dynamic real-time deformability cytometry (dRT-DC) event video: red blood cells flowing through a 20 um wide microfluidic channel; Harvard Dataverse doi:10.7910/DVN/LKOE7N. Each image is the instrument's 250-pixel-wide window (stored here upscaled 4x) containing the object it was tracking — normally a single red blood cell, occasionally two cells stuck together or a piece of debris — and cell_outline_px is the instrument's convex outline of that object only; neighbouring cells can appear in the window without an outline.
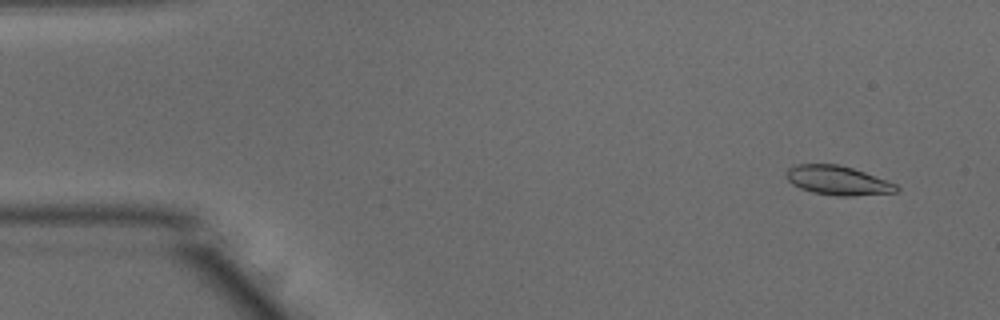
{"species": "common noctule bat (a hibernating species)", "species_latin": "Nyctalus noctula", "temperature_condition": "warm", "stored_images_in_passage": 51, "camera_frame_rate_fps": 3000, "um_per_image_px": 0.085, "animal": {"sex": "male", "body_mass_g": 15.6}, "frame": {"image": 1, "passage_image": 4, "time_ms": 1.0, "image_size_px": [1000, 320], "cell_outline_px": [[900, 188], [896, 192], [852, 196], [836, 196], [812, 192], [800, 188], [792, 184], [788, 180], [784, 172], [788, 168], [796, 164], [840, 164], [864, 172], [896, 184]], "centroid_in_image_um": [71.17, 15.33], "position_along_channel_um": 13.8, "area_um2": 18.73}}
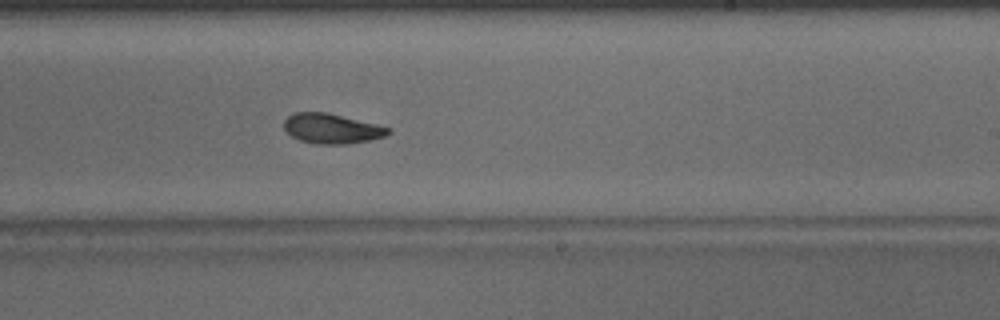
{"frame": {"image": 2, "passage_image": 31, "time_ms": 10.0, "image_size_px": [1000, 320], "cell_outline_px": [[392, 132], [384, 136], [368, 140], [344, 144], [316, 144], [300, 140], [292, 136], [284, 128], [284, 120], [292, 112], [328, 112], [392, 128]], "centroid_in_image_um": [28.19, 10.92], "position_along_channel_um": 260.8, "area_um2": 18.15}}
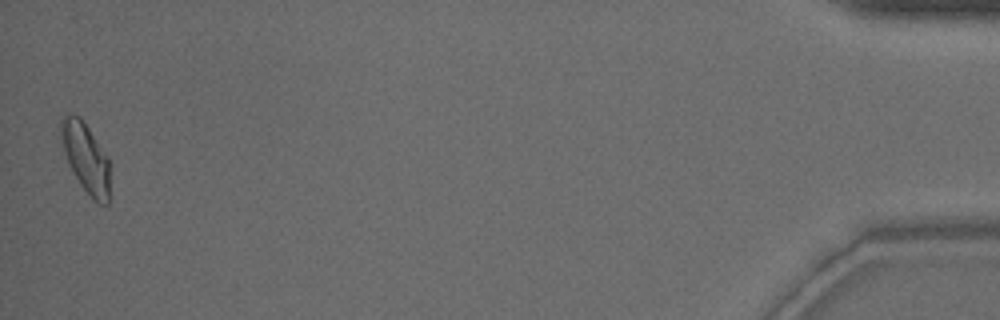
{"frame": {"image": 3, "passage_image": 51, "time_ms": 16.667, "image_size_px": [1000, 320], "cell_outline_px": [[108, 204], [100, 204], [92, 200], [80, 184], [72, 172], [68, 164], [60, 132], [60, 120], [68, 112], [80, 116], [108, 156]], "centroid_in_image_um": [7.27, 13.38], "position_along_channel_um": 427.9, "area_um2": 19.71}, "authors_computed_cell_mechanics": {"area_um2": 18.6694, "velocity_mm_per_s": 3.9234, "shape_relaxation_time_tau1_ms": 4.6472, "shape_relaxation_time_tau2_ms": 2.53, "deformation_change_tau1": 0.1504, "deformation_change_tau2": 0.0795}}